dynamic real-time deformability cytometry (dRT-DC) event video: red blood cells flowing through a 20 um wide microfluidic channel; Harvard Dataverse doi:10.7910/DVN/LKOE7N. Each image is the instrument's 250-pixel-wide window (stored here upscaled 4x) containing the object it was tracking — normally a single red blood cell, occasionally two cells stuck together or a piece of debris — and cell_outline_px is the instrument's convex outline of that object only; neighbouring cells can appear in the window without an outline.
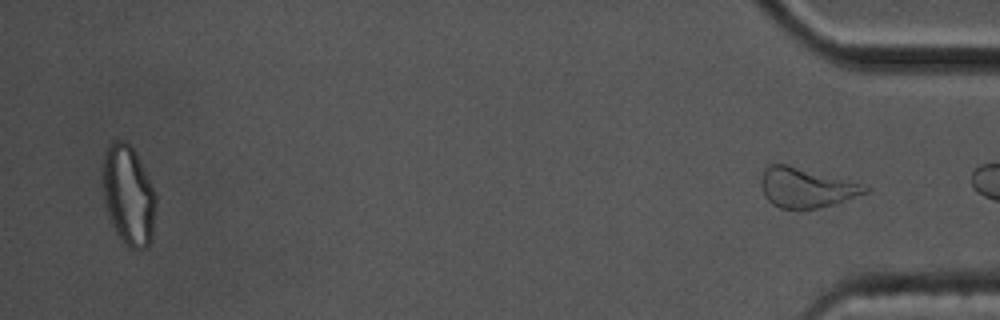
{"species": "common noctule bat (a hibernating species)", "species_latin": "Nyctalus noctula", "temperature_condition": "cold", "stored_images_in_passage": 58, "segment_of_instrument_passage": [2, 2], "camera_frame_rate_fps": 3000, "um_per_image_px": 0.085, "animal": {"sex": "male", "body_mass_g": 17.5, "forearm_length_mm": 52.3}, "frame": {"image": 1, "passage_image": 58, "time_ms": 19.0, "image_size_px": [1000, 320], "cell_outline_px": [[868, 192], [832, 204], [816, 208], [780, 208], [772, 204], [764, 196], [760, 184], [760, 180], [764, 168], [768, 164], [788, 164], [860, 184], [868, 188]], "centroid_in_image_um": [68.42, 15.94], "position_along_channel_um": 366.8, "area_um2": 23.58}}